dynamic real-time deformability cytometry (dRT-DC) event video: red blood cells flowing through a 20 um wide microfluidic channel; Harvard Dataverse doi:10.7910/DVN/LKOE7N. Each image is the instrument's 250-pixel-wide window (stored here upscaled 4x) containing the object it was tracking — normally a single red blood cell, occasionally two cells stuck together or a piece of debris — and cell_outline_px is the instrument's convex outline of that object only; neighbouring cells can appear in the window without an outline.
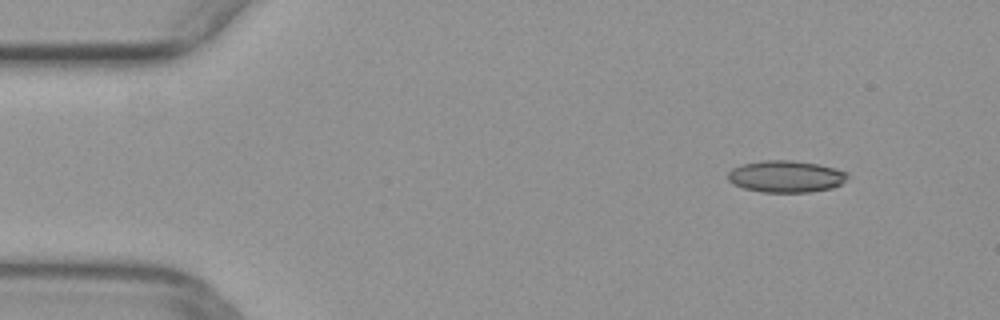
{"species": "common noctule bat (a hibernating species)", "species_latin": "Nyctalus noctula", "temperature_condition": "warm", "stored_images_in_passage": 45, "camera_frame_rate_fps": 3000, "um_per_image_px": 0.085, "animal": {"sex": "female", "body_mass_g": 29.2, "forearm_length_mm": 56.3}, "frame": {"image": 1, "passage_image": 1, "time_ms": 0.0, "image_size_px": [1000, 320], "cell_outline_px": [[848, 176], [840, 184], [832, 188], [812, 192], [760, 192], [744, 188], [732, 184], [728, 180], [728, 172], [732, 168], [740, 164], [764, 160], [788, 160], [816, 164], [848, 172]], "centroid_in_image_um": [66.75, 15.0], "position_along_channel_um": 18.2, "area_um2": 22.14}}
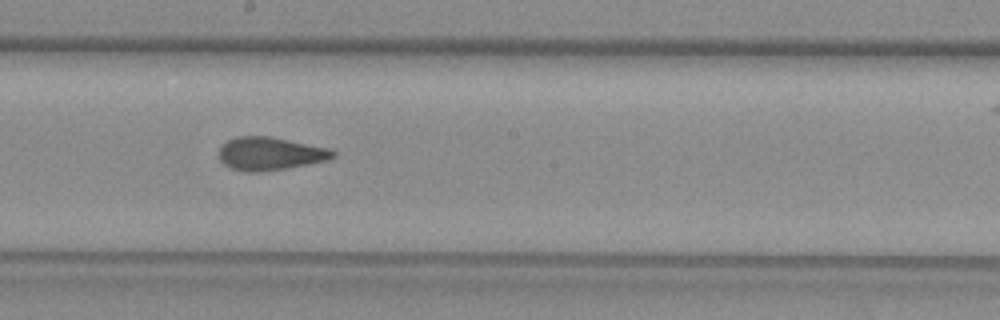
{"frame": {"image": 2, "passage_image": 23, "time_ms": 7.333, "image_size_px": [1000, 320], "cell_outline_px": [[336, 156], [328, 160], [308, 164], [260, 172], [244, 172], [232, 168], [224, 164], [220, 160], [220, 148], [228, 140], [236, 136], [272, 136], [332, 148], [336, 152]], "centroid_in_image_um": [23.01, 13.05], "position_along_channel_um": 225.2, "area_um2": 22.14}}
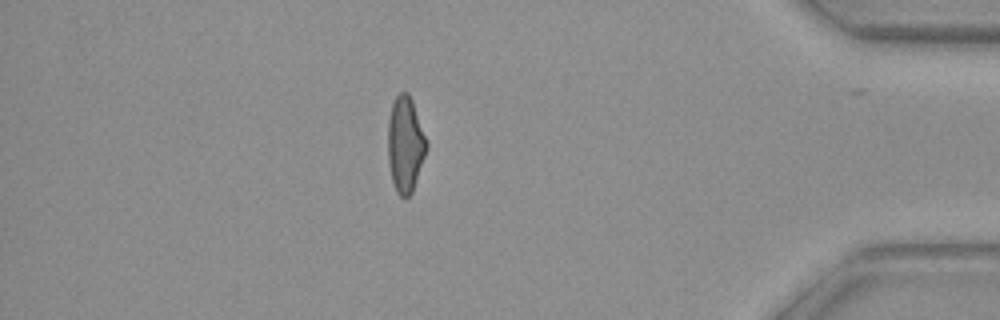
{"frame": {"image": 3, "passage_image": 39, "time_ms": 12.667, "image_size_px": [1000, 320], "cell_outline_px": [[428, 148], [412, 192], [404, 200], [396, 192], [392, 180], [388, 160], [388, 120], [392, 104], [396, 96], [400, 92], [408, 92], [412, 100], [428, 140]], "centroid_in_image_um": [34.46, 12.28], "position_along_channel_um": 400.7, "area_um2": 21.79}}